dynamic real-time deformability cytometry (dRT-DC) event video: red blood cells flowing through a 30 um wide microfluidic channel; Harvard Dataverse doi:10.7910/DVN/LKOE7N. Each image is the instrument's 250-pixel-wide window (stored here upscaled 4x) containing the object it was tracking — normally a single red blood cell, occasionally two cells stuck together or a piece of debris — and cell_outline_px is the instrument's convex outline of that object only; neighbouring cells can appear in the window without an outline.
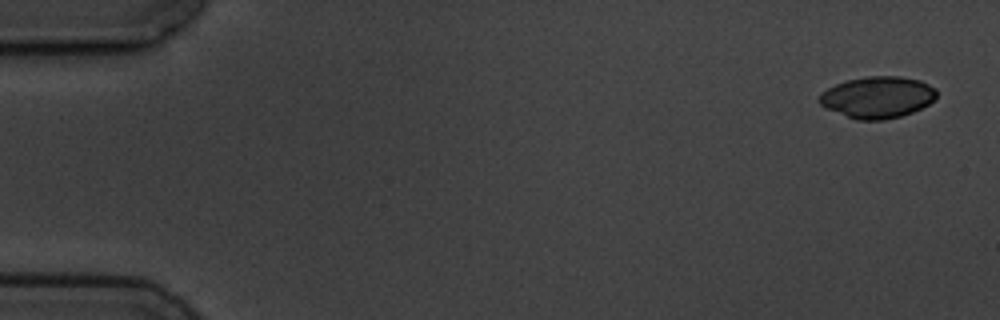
{"species": "common noctule bat (a hibernating species)", "species_latin": "Nyctalus noctula", "temperature_condition": "cold", "stored_images_in_passage": 5, "camera_frame_rate_fps": 3000, "um_per_image_px": 0.085, "animal": {"sex": "male", "body_mass_g": 19.5, "forearm_length_mm": 54.6}, "frame": {"image": 1, "passage_image": 1, "time_ms": 0.0, "image_size_px": [1000, 320], "cell_outline_px": [[936, 96], [928, 104], [912, 112], [900, 116], [884, 120], [856, 120], [828, 108], [820, 104], [816, 100], [820, 92], [836, 84], [848, 80], [868, 76], [900, 76], [920, 80], [936, 88]], "centroid_in_image_um": [74.57, 8.26], "position_along_channel_um": 10.4, "area_um2": 28.32}}